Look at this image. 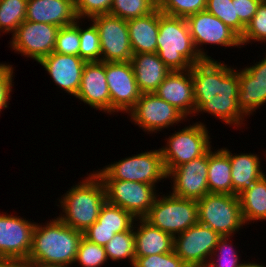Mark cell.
Segmentation results:
<instances>
[{
  "label": "cell",
  "mask_w": 266,
  "mask_h": 267,
  "mask_svg": "<svg viewBox=\"0 0 266 267\" xmlns=\"http://www.w3.org/2000/svg\"><path fill=\"white\" fill-rule=\"evenodd\" d=\"M219 61L203 59L192 65L195 114L208 113L225 125L242 127L246 115L237 105L238 70Z\"/></svg>",
  "instance_id": "6da1fadb"
},
{
  "label": "cell",
  "mask_w": 266,
  "mask_h": 267,
  "mask_svg": "<svg viewBox=\"0 0 266 267\" xmlns=\"http://www.w3.org/2000/svg\"><path fill=\"white\" fill-rule=\"evenodd\" d=\"M83 232L66 225L58 216L46 224L36 223L26 261L73 267Z\"/></svg>",
  "instance_id": "7a4b0ae2"
},
{
  "label": "cell",
  "mask_w": 266,
  "mask_h": 267,
  "mask_svg": "<svg viewBox=\"0 0 266 267\" xmlns=\"http://www.w3.org/2000/svg\"><path fill=\"white\" fill-rule=\"evenodd\" d=\"M64 194L58 201L63 214L58 217L66 225L84 232L97 221L106 202V191L101 178L93 171Z\"/></svg>",
  "instance_id": "3957f363"
},
{
  "label": "cell",
  "mask_w": 266,
  "mask_h": 267,
  "mask_svg": "<svg viewBox=\"0 0 266 267\" xmlns=\"http://www.w3.org/2000/svg\"><path fill=\"white\" fill-rule=\"evenodd\" d=\"M156 53L171 71L189 70L203 60L194 46L186 18L160 10Z\"/></svg>",
  "instance_id": "277c9868"
},
{
  "label": "cell",
  "mask_w": 266,
  "mask_h": 267,
  "mask_svg": "<svg viewBox=\"0 0 266 267\" xmlns=\"http://www.w3.org/2000/svg\"><path fill=\"white\" fill-rule=\"evenodd\" d=\"M131 156L95 172L101 180L136 181L154 186L167 179L160 148Z\"/></svg>",
  "instance_id": "5b68a950"
},
{
  "label": "cell",
  "mask_w": 266,
  "mask_h": 267,
  "mask_svg": "<svg viewBox=\"0 0 266 267\" xmlns=\"http://www.w3.org/2000/svg\"><path fill=\"white\" fill-rule=\"evenodd\" d=\"M169 193V195L167 193V195L157 196L144 219L174 238L199 223L198 204L196 200L177 197Z\"/></svg>",
  "instance_id": "8992f818"
},
{
  "label": "cell",
  "mask_w": 266,
  "mask_h": 267,
  "mask_svg": "<svg viewBox=\"0 0 266 267\" xmlns=\"http://www.w3.org/2000/svg\"><path fill=\"white\" fill-rule=\"evenodd\" d=\"M199 223L221 236H234L245 225L237 195L208 193L197 200Z\"/></svg>",
  "instance_id": "52a82bcc"
},
{
  "label": "cell",
  "mask_w": 266,
  "mask_h": 267,
  "mask_svg": "<svg viewBox=\"0 0 266 267\" xmlns=\"http://www.w3.org/2000/svg\"><path fill=\"white\" fill-rule=\"evenodd\" d=\"M204 123H194L169 135L166 145L160 148L165 171L203 156L211 147L210 133Z\"/></svg>",
  "instance_id": "ba28073f"
},
{
  "label": "cell",
  "mask_w": 266,
  "mask_h": 267,
  "mask_svg": "<svg viewBox=\"0 0 266 267\" xmlns=\"http://www.w3.org/2000/svg\"><path fill=\"white\" fill-rule=\"evenodd\" d=\"M134 124L143 131L157 133L186 120L176 107L155 93H142L135 106L127 113Z\"/></svg>",
  "instance_id": "9c48e42d"
},
{
  "label": "cell",
  "mask_w": 266,
  "mask_h": 267,
  "mask_svg": "<svg viewBox=\"0 0 266 267\" xmlns=\"http://www.w3.org/2000/svg\"><path fill=\"white\" fill-rule=\"evenodd\" d=\"M106 201L120 206L135 218H144L154 204L158 193L154 185L125 180H102Z\"/></svg>",
  "instance_id": "30bf717a"
},
{
  "label": "cell",
  "mask_w": 266,
  "mask_h": 267,
  "mask_svg": "<svg viewBox=\"0 0 266 267\" xmlns=\"http://www.w3.org/2000/svg\"><path fill=\"white\" fill-rule=\"evenodd\" d=\"M101 44V62H130L133 51L129 40L127 20L110 14L92 17Z\"/></svg>",
  "instance_id": "8fae6325"
},
{
  "label": "cell",
  "mask_w": 266,
  "mask_h": 267,
  "mask_svg": "<svg viewBox=\"0 0 266 267\" xmlns=\"http://www.w3.org/2000/svg\"><path fill=\"white\" fill-rule=\"evenodd\" d=\"M186 20L194 46L202 59H213L201 48L204 44L222 47L241 46L240 37L207 10L190 15Z\"/></svg>",
  "instance_id": "7c38bea8"
},
{
  "label": "cell",
  "mask_w": 266,
  "mask_h": 267,
  "mask_svg": "<svg viewBox=\"0 0 266 267\" xmlns=\"http://www.w3.org/2000/svg\"><path fill=\"white\" fill-rule=\"evenodd\" d=\"M60 27L47 23L23 21L12 35V51L39 62L54 52Z\"/></svg>",
  "instance_id": "4fadbf2b"
},
{
  "label": "cell",
  "mask_w": 266,
  "mask_h": 267,
  "mask_svg": "<svg viewBox=\"0 0 266 267\" xmlns=\"http://www.w3.org/2000/svg\"><path fill=\"white\" fill-rule=\"evenodd\" d=\"M221 235L197 223L174 237L173 250L186 265H205Z\"/></svg>",
  "instance_id": "5bb4252c"
},
{
  "label": "cell",
  "mask_w": 266,
  "mask_h": 267,
  "mask_svg": "<svg viewBox=\"0 0 266 267\" xmlns=\"http://www.w3.org/2000/svg\"><path fill=\"white\" fill-rule=\"evenodd\" d=\"M111 114L128 113L141 96L131 62H105Z\"/></svg>",
  "instance_id": "9a60e30c"
},
{
  "label": "cell",
  "mask_w": 266,
  "mask_h": 267,
  "mask_svg": "<svg viewBox=\"0 0 266 267\" xmlns=\"http://www.w3.org/2000/svg\"><path fill=\"white\" fill-rule=\"evenodd\" d=\"M20 216L0 213V257L25 262L32 246V234L36 222Z\"/></svg>",
  "instance_id": "2e32d148"
},
{
  "label": "cell",
  "mask_w": 266,
  "mask_h": 267,
  "mask_svg": "<svg viewBox=\"0 0 266 267\" xmlns=\"http://www.w3.org/2000/svg\"><path fill=\"white\" fill-rule=\"evenodd\" d=\"M207 171L208 151L201 157L173 168L167 174V179L171 178L173 183L171 194L196 201L201 199L209 193Z\"/></svg>",
  "instance_id": "e0dca14e"
},
{
  "label": "cell",
  "mask_w": 266,
  "mask_h": 267,
  "mask_svg": "<svg viewBox=\"0 0 266 267\" xmlns=\"http://www.w3.org/2000/svg\"><path fill=\"white\" fill-rule=\"evenodd\" d=\"M80 101L111 115V97L105 75V62H87L77 95Z\"/></svg>",
  "instance_id": "ac0fdd59"
},
{
  "label": "cell",
  "mask_w": 266,
  "mask_h": 267,
  "mask_svg": "<svg viewBox=\"0 0 266 267\" xmlns=\"http://www.w3.org/2000/svg\"><path fill=\"white\" fill-rule=\"evenodd\" d=\"M38 63L51 76L56 86L64 90L65 93L76 97L81 83L83 67L87 63L85 60L80 56L52 52Z\"/></svg>",
  "instance_id": "d6986e66"
},
{
  "label": "cell",
  "mask_w": 266,
  "mask_h": 267,
  "mask_svg": "<svg viewBox=\"0 0 266 267\" xmlns=\"http://www.w3.org/2000/svg\"><path fill=\"white\" fill-rule=\"evenodd\" d=\"M161 99L176 107L186 117L196 112L191 69L171 71L154 92Z\"/></svg>",
  "instance_id": "ffe728a7"
},
{
  "label": "cell",
  "mask_w": 266,
  "mask_h": 267,
  "mask_svg": "<svg viewBox=\"0 0 266 267\" xmlns=\"http://www.w3.org/2000/svg\"><path fill=\"white\" fill-rule=\"evenodd\" d=\"M26 21L63 27L78 20L75 0H28Z\"/></svg>",
  "instance_id": "44dd1931"
},
{
  "label": "cell",
  "mask_w": 266,
  "mask_h": 267,
  "mask_svg": "<svg viewBox=\"0 0 266 267\" xmlns=\"http://www.w3.org/2000/svg\"><path fill=\"white\" fill-rule=\"evenodd\" d=\"M130 62L141 93H154L171 72L157 53L133 54Z\"/></svg>",
  "instance_id": "7402d4cb"
},
{
  "label": "cell",
  "mask_w": 266,
  "mask_h": 267,
  "mask_svg": "<svg viewBox=\"0 0 266 267\" xmlns=\"http://www.w3.org/2000/svg\"><path fill=\"white\" fill-rule=\"evenodd\" d=\"M134 224L135 257L173 251L174 238L170 234L152 226L144 218H136Z\"/></svg>",
  "instance_id": "603a6c76"
},
{
  "label": "cell",
  "mask_w": 266,
  "mask_h": 267,
  "mask_svg": "<svg viewBox=\"0 0 266 267\" xmlns=\"http://www.w3.org/2000/svg\"><path fill=\"white\" fill-rule=\"evenodd\" d=\"M221 149L230 159L233 195L239 196L243 191L251 188L256 180L265 175L260 167L259 155L251 152L234 155L226 147Z\"/></svg>",
  "instance_id": "cb8c5ba5"
},
{
  "label": "cell",
  "mask_w": 266,
  "mask_h": 267,
  "mask_svg": "<svg viewBox=\"0 0 266 267\" xmlns=\"http://www.w3.org/2000/svg\"><path fill=\"white\" fill-rule=\"evenodd\" d=\"M133 54L156 53L159 33V9L150 14L127 20Z\"/></svg>",
  "instance_id": "d4e9b609"
},
{
  "label": "cell",
  "mask_w": 266,
  "mask_h": 267,
  "mask_svg": "<svg viewBox=\"0 0 266 267\" xmlns=\"http://www.w3.org/2000/svg\"><path fill=\"white\" fill-rule=\"evenodd\" d=\"M208 150L207 184L209 193L233 194L231 164L228 155L222 150Z\"/></svg>",
  "instance_id": "484cf974"
},
{
  "label": "cell",
  "mask_w": 266,
  "mask_h": 267,
  "mask_svg": "<svg viewBox=\"0 0 266 267\" xmlns=\"http://www.w3.org/2000/svg\"><path fill=\"white\" fill-rule=\"evenodd\" d=\"M239 92L237 105L248 117L253 115L260 106L266 103V84L257 83L255 79L245 70H238Z\"/></svg>",
  "instance_id": "4316f807"
},
{
  "label": "cell",
  "mask_w": 266,
  "mask_h": 267,
  "mask_svg": "<svg viewBox=\"0 0 266 267\" xmlns=\"http://www.w3.org/2000/svg\"><path fill=\"white\" fill-rule=\"evenodd\" d=\"M238 197L245 224L266 220V174Z\"/></svg>",
  "instance_id": "83f0119b"
},
{
  "label": "cell",
  "mask_w": 266,
  "mask_h": 267,
  "mask_svg": "<svg viewBox=\"0 0 266 267\" xmlns=\"http://www.w3.org/2000/svg\"><path fill=\"white\" fill-rule=\"evenodd\" d=\"M106 256L108 260L117 261L120 260L129 261L132 265L135 262V234L134 226L121 233H116L110 241L104 245Z\"/></svg>",
  "instance_id": "f1b7e54d"
},
{
  "label": "cell",
  "mask_w": 266,
  "mask_h": 267,
  "mask_svg": "<svg viewBox=\"0 0 266 267\" xmlns=\"http://www.w3.org/2000/svg\"><path fill=\"white\" fill-rule=\"evenodd\" d=\"M136 218L120 206L112 205L107 201L101 208L98 216V228L117 229V233L130 230Z\"/></svg>",
  "instance_id": "f546056e"
},
{
  "label": "cell",
  "mask_w": 266,
  "mask_h": 267,
  "mask_svg": "<svg viewBox=\"0 0 266 267\" xmlns=\"http://www.w3.org/2000/svg\"><path fill=\"white\" fill-rule=\"evenodd\" d=\"M28 0H0V31L1 33L16 32L19 25L26 19Z\"/></svg>",
  "instance_id": "4dcf8cb0"
},
{
  "label": "cell",
  "mask_w": 266,
  "mask_h": 267,
  "mask_svg": "<svg viewBox=\"0 0 266 267\" xmlns=\"http://www.w3.org/2000/svg\"><path fill=\"white\" fill-rule=\"evenodd\" d=\"M157 8V0H113L110 15L123 20L146 16Z\"/></svg>",
  "instance_id": "1f68e13d"
},
{
  "label": "cell",
  "mask_w": 266,
  "mask_h": 267,
  "mask_svg": "<svg viewBox=\"0 0 266 267\" xmlns=\"http://www.w3.org/2000/svg\"><path fill=\"white\" fill-rule=\"evenodd\" d=\"M206 10L219 18L240 38L246 27L240 22L235 9V0H207Z\"/></svg>",
  "instance_id": "d6a6232c"
},
{
  "label": "cell",
  "mask_w": 266,
  "mask_h": 267,
  "mask_svg": "<svg viewBox=\"0 0 266 267\" xmlns=\"http://www.w3.org/2000/svg\"><path fill=\"white\" fill-rule=\"evenodd\" d=\"M79 22V35H80V49L79 56L86 62H100L101 61V44L94 23L88 25L85 29L81 27Z\"/></svg>",
  "instance_id": "836d02e7"
},
{
  "label": "cell",
  "mask_w": 266,
  "mask_h": 267,
  "mask_svg": "<svg viewBox=\"0 0 266 267\" xmlns=\"http://www.w3.org/2000/svg\"><path fill=\"white\" fill-rule=\"evenodd\" d=\"M207 0H157V8L164 14L187 18L206 10Z\"/></svg>",
  "instance_id": "e575fe53"
},
{
  "label": "cell",
  "mask_w": 266,
  "mask_h": 267,
  "mask_svg": "<svg viewBox=\"0 0 266 267\" xmlns=\"http://www.w3.org/2000/svg\"><path fill=\"white\" fill-rule=\"evenodd\" d=\"M107 260L104 246L91 242L84 236L82 237L75 263L77 262L82 267H101L106 264Z\"/></svg>",
  "instance_id": "d590c367"
},
{
  "label": "cell",
  "mask_w": 266,
  "mask_h": 267,
  "mask_svg": "<svg viewBox=\"0 0 266 267\" xmlns=\"http://www.w3.org/2000/svg\"><path fill=\"white\" fill-rule=\"evenodd\" d=\"M79 19L73 24L60 27L54 52L79 56L80 35H79Z\"/></svg>",
  "instance_id": "8d00e7d4"
},
{
  "label": "cell",
  "mask_w": 266,
  "mask_h": 267,
  "mask_svg": "<svg viewBox=\"0 0 266 267\" xmlns=\"http://www.w3.org/2000/svg\"><path fill=\"white\" fill-rule=\"evenodd\" d=\"M230 237L229 235L220 237L207 263L208 267H240V257L237 254L238 251L233 248V244L229 242Z\"/></svg>",
  "instance_id": "74e56055"
},
{
  "label": "cell",
  "mask_w": 266,
  "mask_h": 267,
  "mask_svg": "<svg viewBox=\"0 0 266 267\" xmlns=\"http://www.w3.org/2000/svg\"><path fill=\"white\" fill-rule=\"evenodd\" d=\"M266 42V0H263L253 16L251 22L246 26L244 34L240 38L241 46L250 42Z\"/></svg>",
  "instance_id": "f35d334b"
},
{
  "label": "cell",
  "mask_w": 266,
  "mask_h": 267,
  "mask_svg": "<svg viewBox=\"0 0 266 267\" xmlns=\"http://www.w3.org/2000/svg\"><path fill=\"white\" fill-rule=\"evenodd\" d=\"M174 250L170 253L155 254L145 257H135L133 267H186Z\"/></svg>",
  "instance_id": "ab89813d"
},
{
  "label": "cell",
  "mask_w": 266,
  "mask_h": 267,
  "mask_svg": "<svg viewBox=\"0 0 266 267\" xmlns=\"http://www.w3.org/2000/svg\"><path fill=\"white\" fill-rule=\"evenodd\" d=\"M113 0H75L78 19H90L97 15L109 14Z\"/></svg>",
  "instance_id": "60d3db41"
},
{
  "label": "cell",
  "mask_w": 266,
  "mask_h": 267,
  "mask_svg": "<svg viewBox=\"0 0 266 267\" xmlns=\"http://www.w3.org/2000/svg\"><path fill=\"white\" fill-rule=\"evenodd\" d=\"M13 65L0 63V112L8 108L11 99L12 86H14V68Z\"/></svg>",
  "instance_id": "b9f144b4"
},
{
  "label": "cell",
  "mask_w": 266,
  "mask_h": 267,
  "mask_svg": "<svg viewBox=\"0 0 266 267\" xmlns=\"http://www.w3.org/2000/svg\"><path fill=\"white\" fill-rule=\"evenodd\" d=\"M116 233L117 229L98 228V222L96 221L83 232V236L91 242L104 246Z\"/></svg>",
  "instance_id": "7bdbcfd3"
},
{
  "label": "cell",
  "mask_w": 266,
  "mask_h": 267,
  "mask_svg": "<svg viewBox=\"0 0 266 267\" xmlns=\"http://www.w3.org/2000/svg\"><path fill=\"white\" fill-rule=\"evenodd\" d=\"M262 1L263 0H235L236 14L245 27L251 22Z\"/></svg>",
  "instance_id": "ee69618b"
},
{
  "label": "cell",
  "mask_w": 266,
  "mask_h": 267,
  "mask_svg": "<svg viewBox=\"0 0 266 267\" xmlns=\"http://www.w3.org/2000/svg\"><path fill=\"white\" fill-rule=\"evenodd\" d=\"M261 61V62H260ZM259 62L252 66H246L244 69L255 79L257 83L266 84V54Z\"/></svg>",
  "instance_id": "f6af8a7d"
},
{
  "label": "cell",
  "mask_w": 266,
  "mask_h": 267,
  "mask_svg": "<svg viewBox=\"0 0 266 267\" xmlns=\"http://www.w3.org/2000/svg\"><path fill=\"white\" fill-rule=\"evenodd\" d=\"M21 267H70L69 265L43 264L40 262L25 261L21 263Z\"/></svg>",
  "instance_id": "bcb514c9"
},
{
  "label": "cell",
  "mask_w": 266,
  "mask_h": 267,
  "mask_svg": "<svg viewBox=\"0 0 266 267\" xmlns=\"http://www.w3.org/2000/svg\"><path fill=\"white\" fill-rule=\"evenodd\" d=\"M0 267H21V263L8 257H0Z\"/></svg>",
  "instance_id": "7dc6e473"
},
{
  "label": "cell",
  "mask_w": 266,
  "mask_h": 267,
  "mask_svg": "<svg viewBox=\"0 0 266 267\" xmlns=\"http://www.w3.org/2000/svg\"><path fill=\"white\" fill-rule=\"evenodd\" d=\"M240 267H266V265L264 266L263 264H259V263H252V262H249L248 261V263H246L245 261H244V263L241 261V265H240Z\"/></svg>",
  "instance_id": "c3c4849f"
},
{
  "label": "cell",
  "mask_w": 266,
  "mask_h": 267,
  "mask_svg": "<svg viewBox=\"0 0 266 267\" xmlns=\"http://www.w3.org/2000/svg\"><path fill=\"white\" fill-rule=\"evenodd\" d=\"M186 267H208V265H187Z\"/></svg>",
  "instance_id": "681fc988"
}]
</instances>
